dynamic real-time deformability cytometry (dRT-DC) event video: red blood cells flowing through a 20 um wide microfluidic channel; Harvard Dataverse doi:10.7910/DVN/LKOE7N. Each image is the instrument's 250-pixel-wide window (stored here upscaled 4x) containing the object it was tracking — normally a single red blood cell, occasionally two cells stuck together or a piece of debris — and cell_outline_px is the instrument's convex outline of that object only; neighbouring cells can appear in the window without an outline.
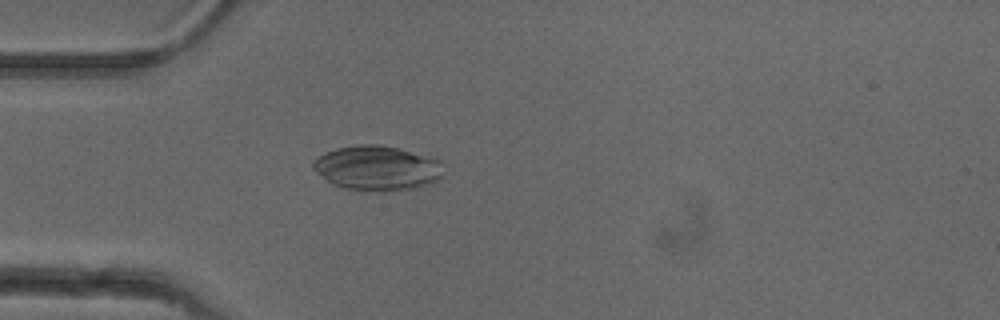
{"species": "common noctule bat (a hibernating species)", "species_latin": "Nyctalus noctula", "temperature_condition": "cold", "stored_images_in_passage": 47, "camera_frame_rate_fps": 3000, "um_per_image_px": 0.085, "animal": {"sex": "female"}, "frame": {"image": 1, "passage_image": 10, "time_ms": 3.0, "image_size_px": [1000, 320], "cell_outline_px": [[444, 176], [440, 180], [432, 184], [392, 192], [376, 192], [344, 188], [332, 184], [316, 172], [312, 168], [312, 160], [324, 152], [336, 148], [356, 144], [380, 144], [400, 148], [440, 160]], "centroid_in_image_um": [32.06, 14.29], "position_along_channel_um": 52.9, "area_um2": 34.68}}
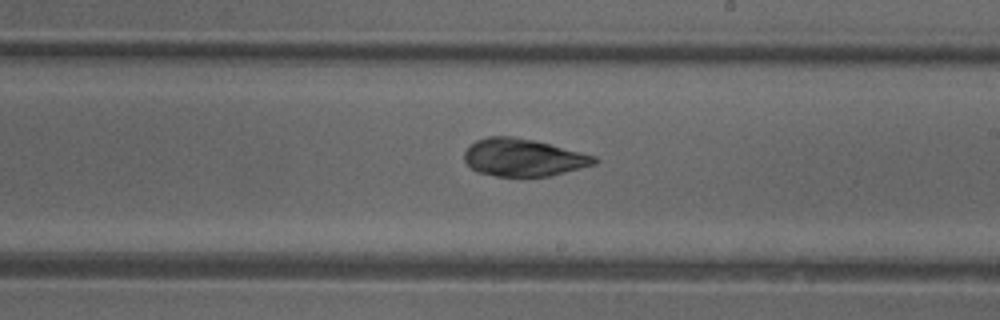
{"frame": {"image": 2, "passage_image": 25, "time_ms": 8.0, "image_size_px": [1000, 320], "cell_outline_px": [[600, 160], [596, 164], [548, 176], [496, 176], [476, 172], [464, 160], [464, 152], [476, 140], [488, 136], [512, 136], [532, 140], [596, 156]], "centroid_in_image_um": [44.46, 13.39], "position_along_channel_um": 244.5, "area_um2": 28.15}}
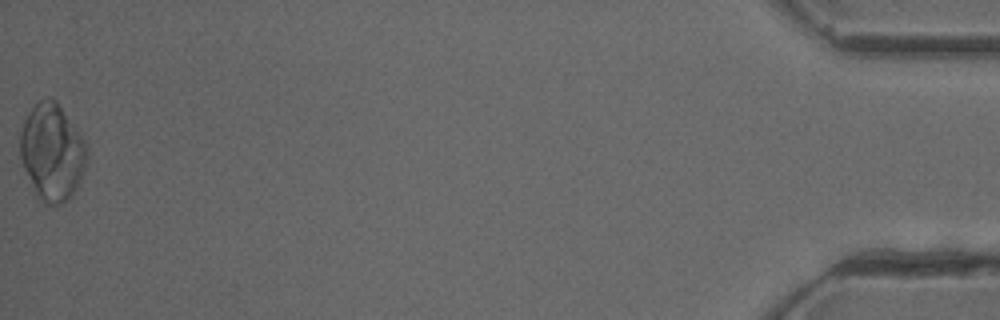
{"frame": {"image": 3, "passage_image": 47, "time_ms": 15.333, "image_size_px": [1000, 320], "cell_outline_px": [[88, 160], [84, 172], [72, 196], [68, 200], [60, 204], [44, 204], [36, 200], [24, 168], [20, 156], [20, 132], [24, 120], [28, 112], [44, 96], [52, 96], [56, 100], [80, 132], [84, 140], [88, 152]], "centroid_in_image_um": [4.43, 12.94], "position_along_channel_um": 430.8, "area_um2": 38.38}}